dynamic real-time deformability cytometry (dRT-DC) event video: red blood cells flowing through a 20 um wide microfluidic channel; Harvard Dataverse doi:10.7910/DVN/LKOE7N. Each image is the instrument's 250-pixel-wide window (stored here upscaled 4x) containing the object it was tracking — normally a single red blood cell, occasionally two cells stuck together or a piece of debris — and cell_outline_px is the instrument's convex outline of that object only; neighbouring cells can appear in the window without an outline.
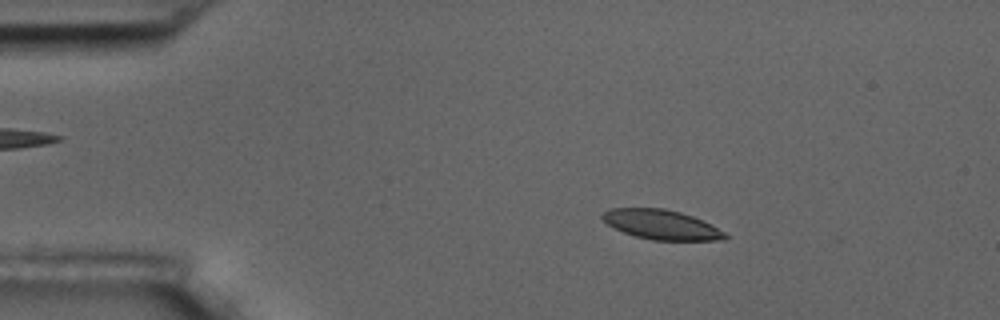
{"species": "common noctule bat (a hibernating species)", "species_latin": "Nyctalus noctula", "temperature_condition": "room temperature", "stored_images_in_passage": 55, "camera_frame_rate_fps": 3000, "um_per_image_px": 0.085, "animal": {"sex": "male", "body_mass_g": 17.5, "forearm_length_mm": 52.3}, "frame": {"image": 1, "passage_image": 9, "time_ms": 2.667, "image_size_px": [1000, 320], "cell_outline_px": [[728, 236], [724, 240], [652, 240], [636, 236], [624, 232], [608, 224], [600, 216], [608, 208], [664, 208], [680, 212], [692, 216], [712, 224], [724, 232]], "centroid_in_image_um": [56.23, 19.09], "position_along_channel_um": 28.8, "area_um2": 21.04}}
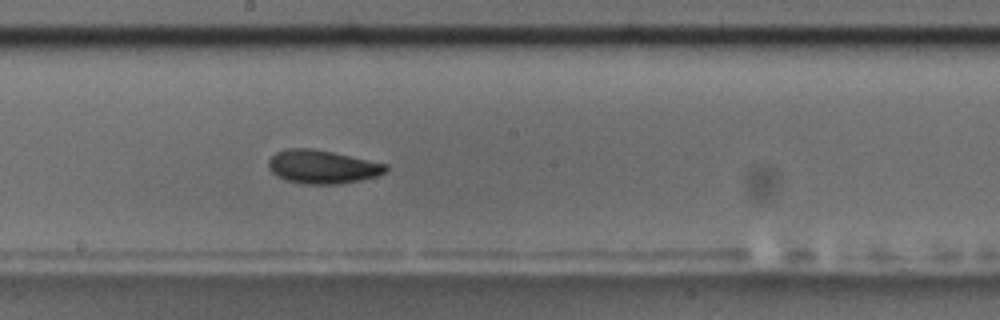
{"frame": {"image": 2, "passage_image": 30, "time_ms": 9.667, "image_size_px": [1000, 320], "cell_outline_px": [[388, 168], [384, 172], [376, 176], [360, 180], [340, 184], [304, 184], [284, 180], [276, 176], [268, 168], [268, 160], [276, 152], [288, 148], [312, 148], [332, 152], [388, 164]], "centroid_in_image_um": [27.36, 14.18], "position_along_channel_um": 220.8, "area_um2": 22.95}}
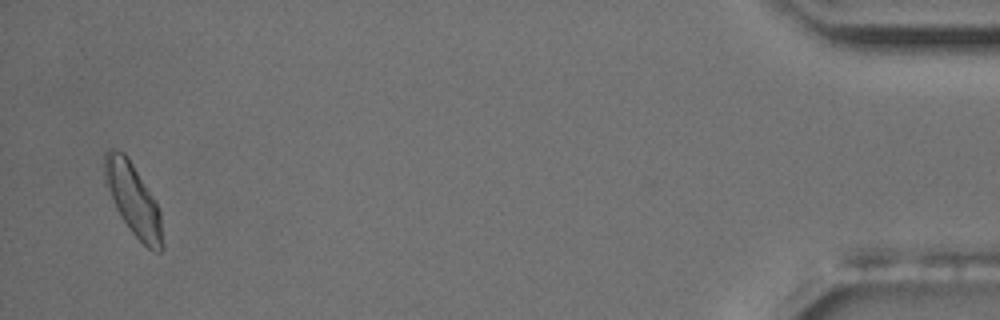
{"frame": {"image": 3, "passage_image": 54, "time_ms": 17.667, "image_size_px": [1000, 320], "cell_outline_px": [[164, 248], [160, 252], [156, 252], [148, 248], [128, 228], [120, 216], [104, 184], [104, 152], [108, 148], [112, 148], [124, 152], [128, 156], [156, 200], [160, 212], [164, 244]], "centroid_in_image_um": [11.32, 16.93], "position_along_channel_um": 423.9, "area_um2": 24.68}, "authors_computed_cell_mechanics": {"area_um2": 22.3686, "velocity_mm_per_s": 3.5788, "shape_relaxation_time_tau1_ms": 4.2694, "shape_relaxation_time_tau2_ms": 8.8945, "deformation_change_tau1": 0.1188, "deformation_change_tau2": 0.1416}}